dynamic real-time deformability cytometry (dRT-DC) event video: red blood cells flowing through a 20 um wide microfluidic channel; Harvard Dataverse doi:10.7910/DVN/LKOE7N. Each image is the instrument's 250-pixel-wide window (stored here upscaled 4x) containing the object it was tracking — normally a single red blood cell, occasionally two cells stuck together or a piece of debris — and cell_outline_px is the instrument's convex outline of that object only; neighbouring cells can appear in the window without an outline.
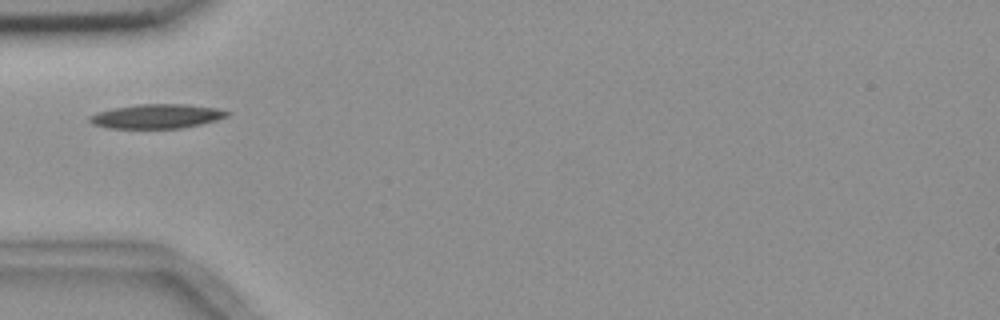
{"species": "common noctule bat (a hibernating species)", "species_latin": "Nyctalus noctula", "temperature_condition": "room temperature", "stored_images_in_passage": 1, "camera_frame_rate_fps": 3000, "um_per_image_px": 0.085, "animal": {"sex": "female", "body_mass_g": 18.4}, "frame": {"image": 1, "passage_image": 1, "time_ms": 0.0, "image_size_px": [1000, 320], "cell_outline_px": [[232, 112], [228, 116], [216, 120], [184, 128], [104, 128], [92, 124], [88, 120], [88, 116], [96, 112], [112, 108], [140, 104], [188, 104], [216, 108]], "centroid_in_image_um": [13.3, 9.88], "position_along_channel_um": 71.7, "area_um2": 19.65}}